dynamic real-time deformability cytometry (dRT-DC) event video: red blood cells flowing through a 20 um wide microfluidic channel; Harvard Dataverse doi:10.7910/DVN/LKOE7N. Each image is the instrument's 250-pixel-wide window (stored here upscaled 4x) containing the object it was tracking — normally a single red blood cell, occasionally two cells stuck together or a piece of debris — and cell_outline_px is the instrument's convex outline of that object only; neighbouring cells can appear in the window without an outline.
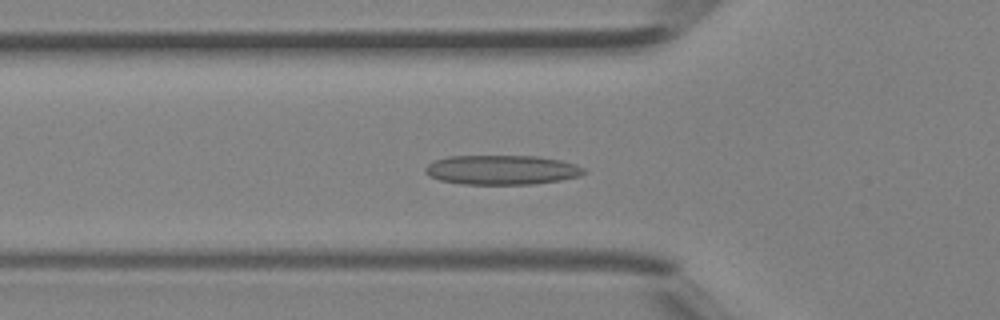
{"species": "Egyptian fruit bat (a non-hibernating species)", "species_latin": "Rousettus aegyptiacus", "temperature_condition": "room temperature", "stored_images_in_passage": 42, "camera_frame_rate_fps": 3000, "um_per_image_px": 0.085, "animal": {"sex": "female"}, "frame": {"image": 1, "passage_image": 14, "time_ms": 4.333, "image_size_px": [1000, 320], "cell_outline_px": [[588, 172], [580, 176], [560, 180], [532, 184], [464, 184], [440, 180], [428, 176], [424, 172], [424, 168], [432, 160], [448, 156], [536, 156], [560, 160], [576, 164], [584, 168]], "centroid_in_image_um": [42.63, 14.43], "position_along_channel_um": 83.2, "area_um2": 27.46}}
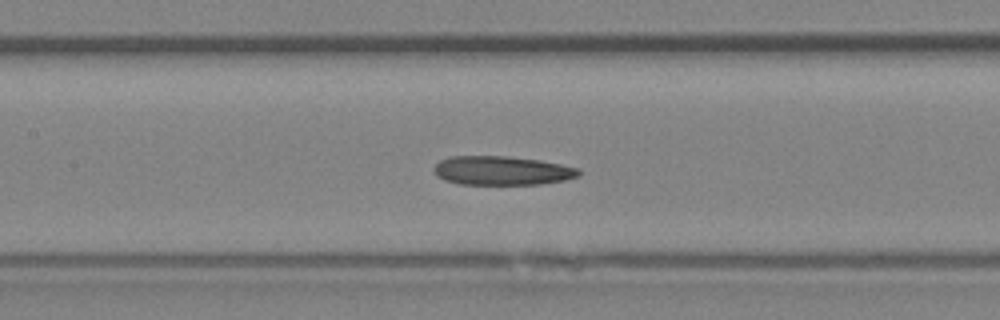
{"frame": {"image": 2, "passage_image": 19, "time_ms": 6.0, "image_size_px": [1000, 320], "cell_outline_px": [[580, 176], [564, 180], [540, 184], [460, 184], [444, 180], [432, 168], [440, 160], [452, 156], [504, 156], [540, 160], [580, 168]], "centroid_in_image_um": [42.69, 14.5], "position_along_channel_um": 164.7, "area_um2": 24.33}}
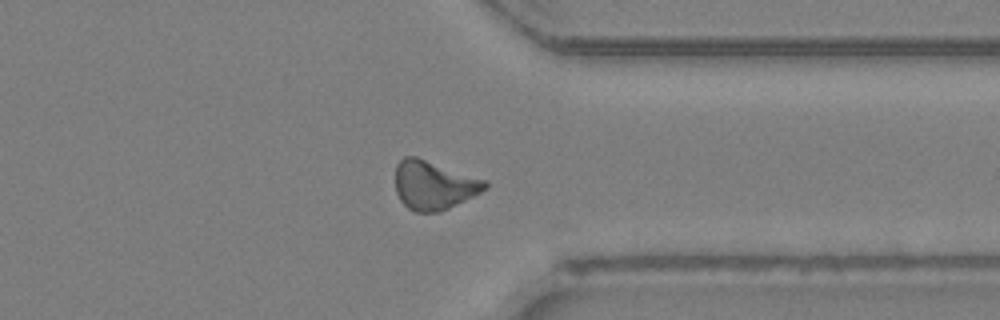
{"frame": {"image": 3, "passage_image": 32, "time_ms": 10.333, "image_size_px": [1000, 320], "cell_outline_px": [[488, 188], [448, 208], [436, 212], [416, 212], [408, 208], [400, 200], [396, 192], [396, 164], [404, 156], [416, 156], [488, 180]], "centroid_in_image_um": [36.87, 15.72], "position_along_channel_um": 374.5, "area_um2": 25.49}}